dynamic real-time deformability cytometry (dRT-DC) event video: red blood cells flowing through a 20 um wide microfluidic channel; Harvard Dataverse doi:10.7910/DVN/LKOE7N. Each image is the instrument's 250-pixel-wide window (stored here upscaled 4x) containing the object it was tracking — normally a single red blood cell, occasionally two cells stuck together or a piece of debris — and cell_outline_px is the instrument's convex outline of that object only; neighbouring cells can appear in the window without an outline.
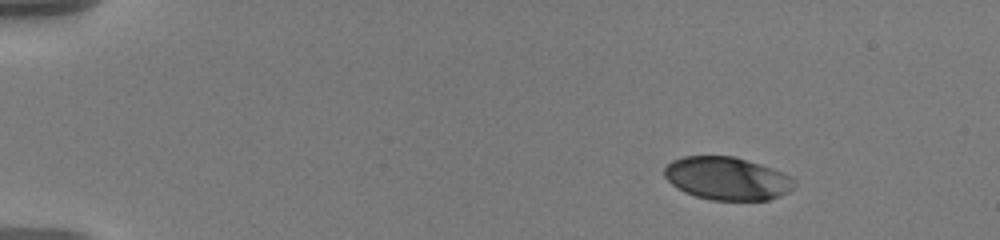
{"species": "human", "species_latin": "Homo sapiens", "temperature_condition": "warm", "stored_images_in_passage": 25, "camera_frame_rate_fps": 3000, "um_per_image_px": 0.085, "donor": {"sex": "male"}, "frame": {"image": 1, "passage_image": 1, "time_ms": 0.0, "image_size_px": [1000, 240], "cell_outline_px": [[796, 184], [788, 192], [780, 196], [768, 200], [712, 200], [696, 196], [684, 192], [676, 188], [664, 176], [664, 168], [672, 160], [684, 156], [736, 156], [760, 164], [792, 176], [796, 180]], "centroid_in_image_um": [61.81, 15.17], "position_along_channel_um": 23.2, "area_um2": 32.66}}
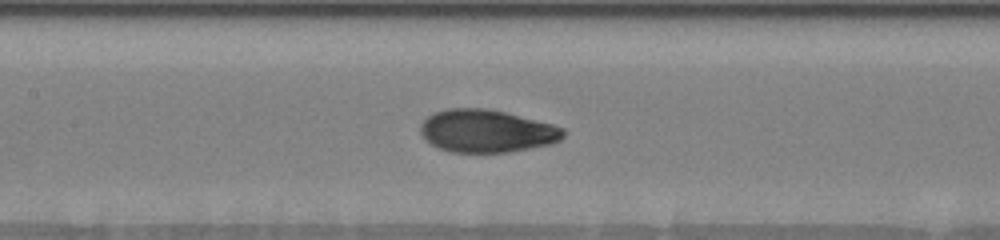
{"frame": {"image": 2, "passage_image": 11, "time_ms": 3.333, "image_size_px": [1000, 240], "cell_outline_px": [[568, 132], [560, 140], [552, 144], [508, 152], [452, 152], [440, 148], [432, 144], [420, 132], [420, 124], [432, 112], [448, 108], [484, 108], [504, 112], [552, 124], [564, 128]], "centroid_in_image_um": [41.39, 11.13], "position_along_channel_um": 166.0, "area_um2": 35.49}}
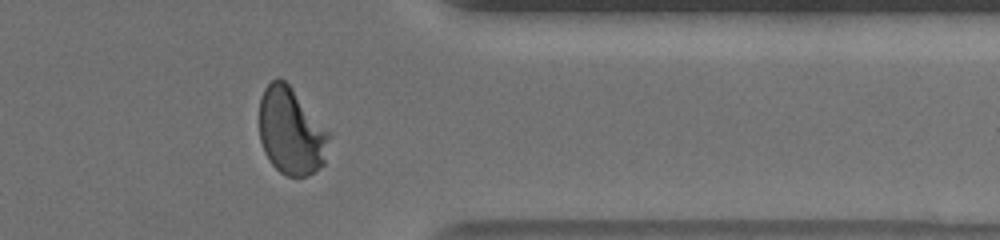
{"frame": {"image": 3, "passage_image": 20, "time_ms": 6.333, "image_size_px": [1000, 240], "cell_outline_px": [[328, 136], [324, 164], [312, 172], [304, 176], [288, 176], [280, 172], [272, 164], [264, 152], [260, 140], [260, 100], [264, 88], [276, 76], [284, 80], [292, 88], [328, 132]], "centroid_in_image_um": [24.7, 11.15], "position_along_channel_um": 386.7, "area_um2": 34.62}}